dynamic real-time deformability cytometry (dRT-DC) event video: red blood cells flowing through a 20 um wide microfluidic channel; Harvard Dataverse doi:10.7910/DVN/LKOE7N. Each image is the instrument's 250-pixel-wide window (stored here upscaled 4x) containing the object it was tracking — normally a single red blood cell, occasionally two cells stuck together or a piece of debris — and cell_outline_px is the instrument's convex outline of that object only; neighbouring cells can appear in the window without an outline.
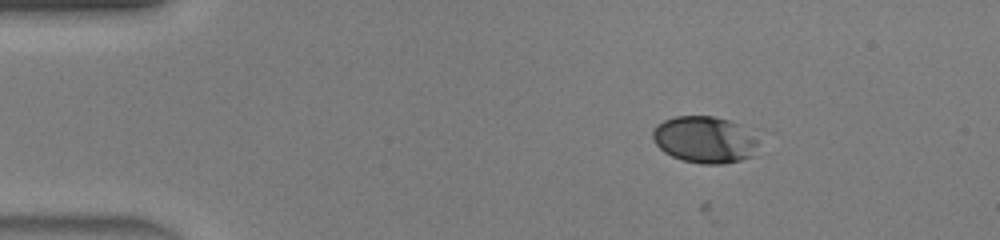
{"species": "human", "species_latin": "Homo sapiens", "temperature_condition": "warm", "stored_images_in_passage": 40, "camera_frame_rate_fps": 3000, "um_per_image_px": 0.085, "donor": {"sex": "male"}, "frame": {"image": 1, "passage_image": 1, "time_ms": 0.0, "image_size_px": [1000, 240], "cell_outline_px": [[756, 144], [752, 156], [740, 160], [724, 164], [700, 164], [684, 160], [672, 156], [664, 152], [656, 144], [652, 136], [652, 132], [656, 124], [664, 120], [676, 116], [712, 116], [728, 120], [740, 124], [756, 140]], "centroid_in_image_um": [59.84, 11.87], "position_along_channel_um": 25.2, "area_um2": 28.5}}
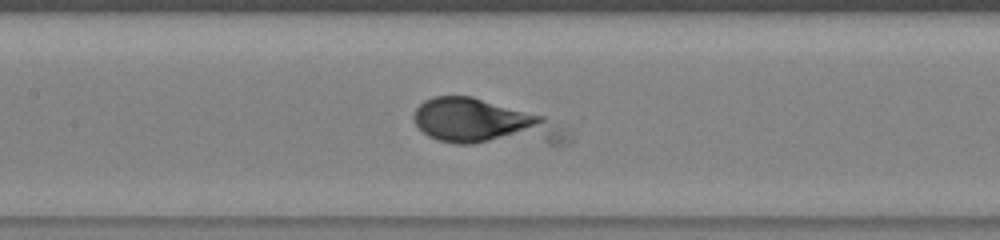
{"frame": {"image": 2, "passage_image": 16, "time_ms": 5.0, "image_size_px": [1000, 240], "cell_outline_px": [[572, 140], [568, 144], [456, 144], [436, 140], [428, 136], [416, 124], [412, 116], [416, 108], [424, 100], [436, 96], [472, 96], [544, 116]], "centroid_in_image_um": [41.12, 10.44], "position_along_channel_um": 166.3, "area_um2": 40.11}}
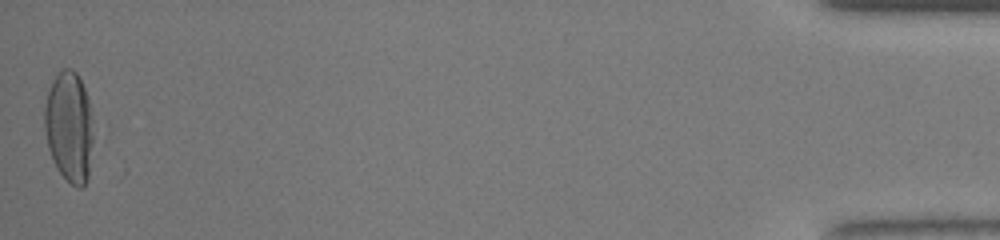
{"frame": {"image": 3, "passage_image": 40, "time_ms": 13.0, "image_size_px": [1000, 240], "cell_outline_px": [[92, 140], [88, 180], [84, 188], [76, 188], [60, 172], [48, 148], [44, 128], [44, 108], [48, 88], [52, 80], [64, 68], [72, 68], [76, 72], [84, 88], [88, 100], [92, 116]], "centroid_in_image_um": [5.88, 10.77], "position_along_channel_um": 429.3, "area_um2": 31.39}}